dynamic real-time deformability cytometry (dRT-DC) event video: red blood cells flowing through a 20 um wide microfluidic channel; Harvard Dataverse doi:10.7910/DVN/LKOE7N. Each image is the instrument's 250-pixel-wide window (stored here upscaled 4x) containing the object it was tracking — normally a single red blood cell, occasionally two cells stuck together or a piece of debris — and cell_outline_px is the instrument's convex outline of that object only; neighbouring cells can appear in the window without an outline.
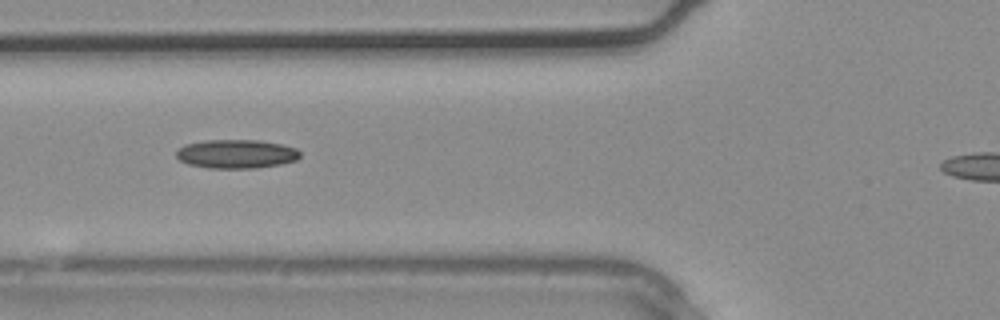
{"species": "common noctule bat (a hibernating species)", "species_latin": "Nyctalus noctula", "temperature_condition": "warm", "stored_images_in_passage": 6, "camera_frame_rate_fps": 3000, "um_per_image_px": 0.085, "animal": {"sex": "male", "body_mass_g": 20.4}, "frame": {"image": 1, "passage_image": 5, "time_ms": 1.333, "image_size_px": [1000, 320], "cell_outline_px": [[300, 156], [296, 160], [280, 164], [256, 168], [208, 168], [188, 164], [180, 160], [176, 156], [176, 152], [184, 144], [204, 140], [260, 140], [280, 144], [296, 148], [300, 152]], "centroid_in_image_um": [20.08, 13.08], "position_along_channel_um": 105.7, "area_um2": 20.81}}